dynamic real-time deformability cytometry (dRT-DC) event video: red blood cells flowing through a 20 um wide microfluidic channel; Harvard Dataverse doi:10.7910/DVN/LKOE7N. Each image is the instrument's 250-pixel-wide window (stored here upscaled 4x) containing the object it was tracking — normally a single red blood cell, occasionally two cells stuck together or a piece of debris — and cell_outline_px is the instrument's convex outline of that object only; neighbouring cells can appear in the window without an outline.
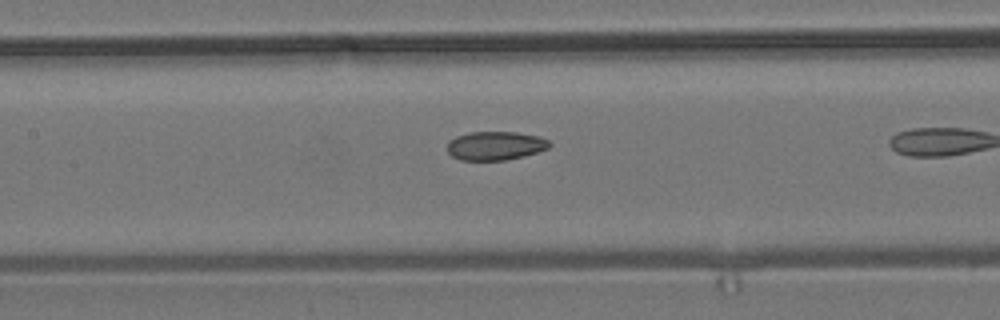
{"species": "common noctule bat (a hibernating species)", "species_latin": "Nyctalus noctula", "temperature_condition": "room temperature", "stored_images_in_passage": 17, "camera_frame_rate_fps": 3000, "um_per_image_px": 0.085, "animal": {"sex": "male", "body_mass_g": 19.2, "forearm_length_mm": 51.8}, "frame": {"image": 1, "passage_image": 15, "time_ms": 4.667, "image_size_px": [1000, 320], "cell_outline_px": [[552, 144], [548, 148], [524, 156], [504, 160], [460, 160], [452, 156], [448, 152], [448, 140], [456, 136], [468, 132], [516, 132], [540, 136], [548, 140]], "centroid_in_image_um": [42.1, 12.38], "position_along_channel_um": 165.3, "area_um2": 17.17}}